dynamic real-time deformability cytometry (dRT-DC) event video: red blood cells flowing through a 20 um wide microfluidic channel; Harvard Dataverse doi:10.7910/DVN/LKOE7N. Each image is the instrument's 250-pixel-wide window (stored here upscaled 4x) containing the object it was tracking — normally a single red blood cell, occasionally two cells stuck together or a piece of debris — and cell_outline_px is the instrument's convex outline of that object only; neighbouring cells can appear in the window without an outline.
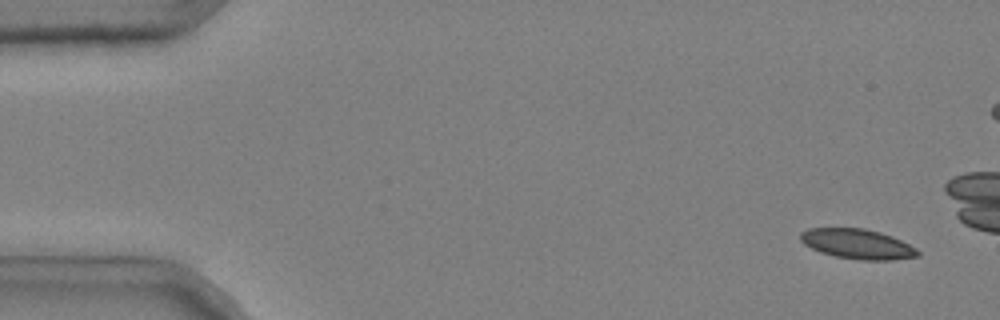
{"species": "common noctule bat (a hibernating species)", "species_latin": "Nyctalus noctula", "temperature_condition": "cold", "stored_images_in_passage": 45, "camera_frame_rate_fps": 3000, "um_per_image_px": 0.085, "animal": {"sex": "male", "body_mass_g": 20.4}, "frame": {"image": 1, "passage_image": 3, "time_ms": 0.667, "image_size_px": [1000, 320], "cell_outline_px": [[920, 256], [892, 260], [860, 260], [836, 256], [820, 252], [804, 244], [800, 240], [800, 232], [808, 228], [864, 228], [880, 232], [892, 236], [916, 248], [920, 252]], "centroid_in_image_um": [72.88, 20.73], "position_along_channel_um": 12.1, "area_um2": 20.46}}
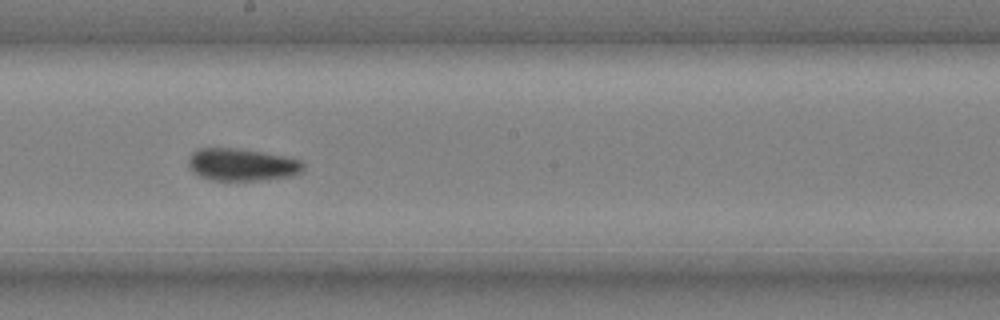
{"frame": {"image": 2, "passage_image": 30, "time_ms": 9.667, "image_size_px": [1000, 320], "cell_outline_px": [[304, 172], [292, 176], [268, 180], [212, 180], [200, 176], [192, 172], [188, 164], [188, 160], [192, 152], [200, 148], [236, 148], [264, 152], [288, 156], [300, 160], [304, 164]], "centroid_in_image_um": [20.61, 14.0], "position_along_channel_um": 227.6, "area_um2": 22.02}}
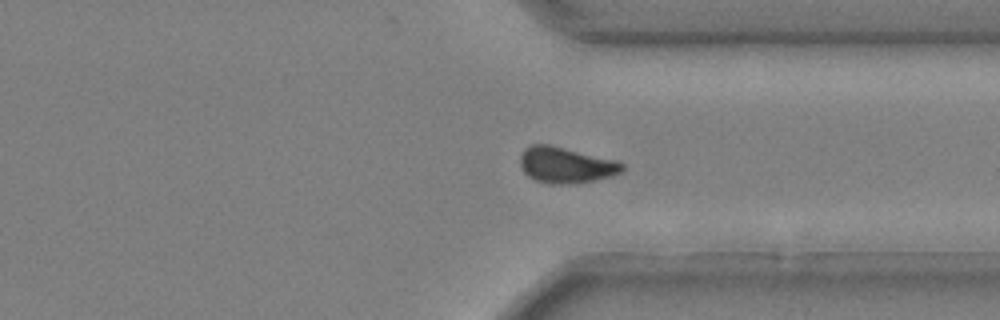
{"frame": {"image": 3, "passage_image": 41, "time_ms": 13.333, "image_size_px": [1000, 320], "cell_outline_px": [[624, 172], [612, 176], [596, 180], [572, 184], [548, 184], [536, 180], [528, 176], [524, 172], [520, 164], [520, 156], [524, 148], [532, 144], [552, 144], [616, 160], [624, 164]], "centroid_in_image_um": [48.11, 14.02], "position_along_channel_um": 363.3, "area_um2": 21.79}}